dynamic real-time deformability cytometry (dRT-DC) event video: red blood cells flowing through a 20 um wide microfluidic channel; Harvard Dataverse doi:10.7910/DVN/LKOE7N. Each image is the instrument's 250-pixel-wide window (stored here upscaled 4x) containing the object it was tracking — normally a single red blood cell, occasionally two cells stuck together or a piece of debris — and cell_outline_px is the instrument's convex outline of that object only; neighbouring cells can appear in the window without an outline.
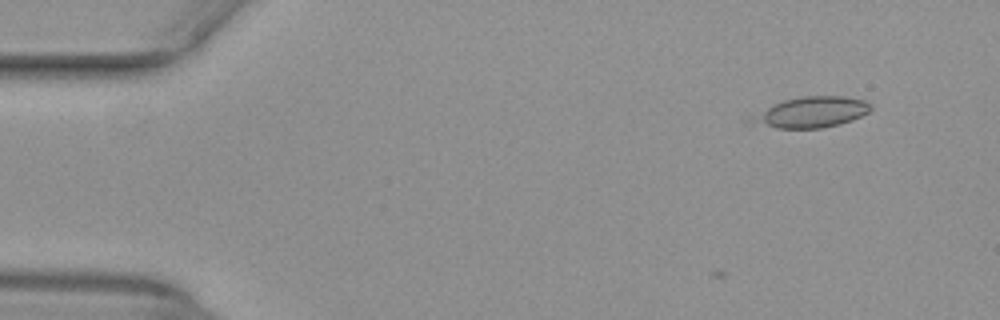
{"species": "common noctule bat (a hibernating species)", "species_latin": "Nyctalus noctula", "temperature_condition": "warm", "stored_images_in_passage": 3, "camera_frame_rate_fps": 3000, "um_per_image_px": 0.085, "animal": {"sex": "female", "body_mass_g": 29.2, "forearm_length_mm": 56.3}, "frame": {"image": 1, "passage_image": 1, "time_ms": 0.0, "image_size_px": [1000, 320], "cell_outline_px": [[872, 108], [868, 112], [852, 120], [840, 124], [820, 128], [776, 128], [744, 120], [744, 116], [784, 100], [800, 96], [844, 96], [864, 100], [872, 104]], "centroid_in_image_um": [68.89, 9.53], "position_along_channel_um": 16.1, "area_um2": 21.62}}